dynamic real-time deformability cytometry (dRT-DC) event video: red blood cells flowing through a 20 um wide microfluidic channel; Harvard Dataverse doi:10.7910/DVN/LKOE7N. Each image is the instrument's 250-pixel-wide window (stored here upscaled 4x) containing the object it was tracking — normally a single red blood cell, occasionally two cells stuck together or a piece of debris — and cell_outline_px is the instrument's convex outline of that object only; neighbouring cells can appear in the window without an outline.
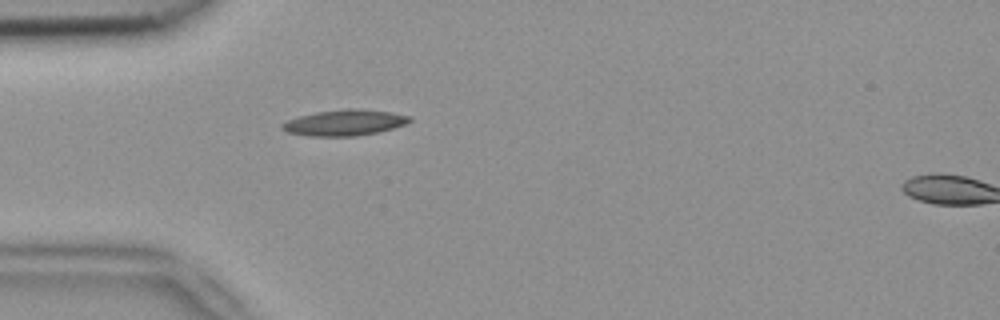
{"species": "common noctule bat (a hibernating species)", "species_latin": "Nyctalus noctula", "temperature_condition": "room temperature", "stored_images_in_passage": 2, "segment_of_instrument_passage": [1, 2], "camera_frame_rate_fps": 3000, "um_per_image_px": 0.085, "animal": {"sex": "female", "body_mass_g": 18.4}, "frame": {"image": 1, "passage_image": 1, "time_ms": 0.0, "image_size_px": [1000, 320], "cell_outline_px": [[412, 120], [408, 124], [376, 132], [356, 136], [308, 136], [288, 132], [280, 128], [280, 124], [288, 120], [300, 116], [316, 112], [348, 108], [356, 108], [392, 112], [412, 116]], "centroid_in_image_um": [29.31, 10.42], "position_along_channel_um": 55.7, "area_um2": 19.31}}